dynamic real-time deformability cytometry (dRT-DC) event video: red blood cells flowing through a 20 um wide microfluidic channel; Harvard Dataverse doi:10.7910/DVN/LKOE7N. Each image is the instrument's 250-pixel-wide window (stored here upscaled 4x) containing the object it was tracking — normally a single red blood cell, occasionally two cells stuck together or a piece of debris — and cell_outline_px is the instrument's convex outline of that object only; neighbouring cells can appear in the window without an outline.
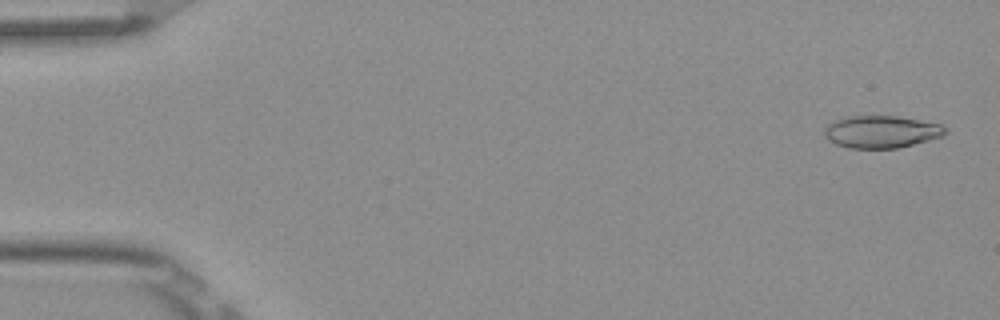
{"species": "Egyptian fruit bat (a non-hibernating species)", "species_latin": "Rousettus aegyptiacus", "temperature_condition": "room temperature", "stored_images_in_passage": 4, "camera_frame_rate_fps": 3000, "um_per_image_px": 0.085, "frame": {"image": 1, "passage_image": 1, "time_ms": 0.0, "image_size_px": [1000, 320], "cell_outline_px": [[948, 132], [944, 136], [896, 148], [848, 148], [836, 144], [828, 140], [824, 136], [824, 128], [828, 124], [836, 120], [848, 116], [900, 116], [940, 124]], "centroid_in_image_um": [74.9, 11.2], "position_along_channel_um": 10.1, "area_um2": 22.72}}
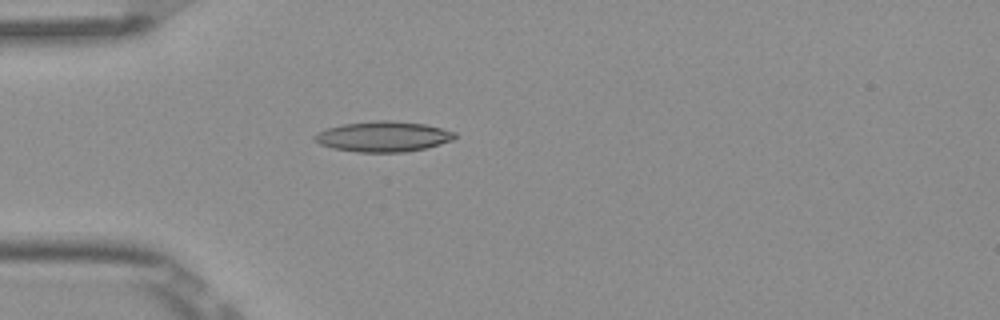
{"frame": {"image": 2, "passage_image": 4, "time_ms": 1.0, "image_size_px": [1000, 320], "cell_outline_px": [[456, 136], [452, 140], [440, 144], [424, 148], [404, 152], [356, 152], [332, 148], [320, 144], [312, 136], [328, 128], [344, 124], [376, 120], [392, 120], [424, 124], [456, 132]], "centroid_in_image_um": [32.58, 11.6], "position_along_channel_um": 52.4, "area_um2": 24.62}}